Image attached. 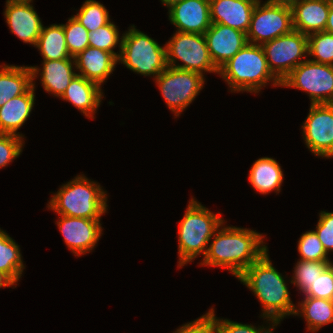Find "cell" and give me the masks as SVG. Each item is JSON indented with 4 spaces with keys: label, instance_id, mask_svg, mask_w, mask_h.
<instances>
[{
    "label": "cell",
    "instance_id": "6da1fadb",
    "mask_svg": "<svg viewBox=\"0 0 333 333\" xmlns=\"http://www.w3.org/2000/svg\"><path fill=\"white\" fill-rule=\"evenodd\" d=\"M223 225L212 236L213 242L209 243L200 265L225 268L238 278L268 248L264 236L256 230Z\"/></svg>",
    "mask_w": 333,
    "mask_h": 333
},
{
    "label": "cell",
    "instance_id": "7a4b0ae2",
    "mask_svg": "<svg viewBox=\"0 0 333 333\" xmlns=\"http://www.w3.org/2000/svg\"><path fill=\"white\" fill-rule=\"evenodd\" d=\"M266 251L237 279L247 286L262 305L263 319L278 324L289 315H294L296 306L290 298L285 278L272 265Z\"/></svg>",
    "mask_w": 333,
    "mask_h": 333
},
{
    "label": "cell",
    "instance_id": "3957f363",
    "mask_svg": "<svg viewBox=\"0 0 333 333\" xmlns=\"http://www.w3.org/2000/svg\"><path fill=\"white\" fill-rule=\"evenodd\" d=\"M219 75L231 92L256 94L269 81L273 86H281V81L269 69L262 46L257 44L247 43L219 69Z\"/></svg>",
    "mask_w": 333,
    "mask_h": 333
},
{
    "label": "cell",
    "instance_id": "277c9868",
    "mask_svg": "<svg viewBox=\"0 0 333 333\" xmlns=\"http://www.w3.org/2000/svg\"><path fill=\"white\" fill-rule=\"evenodd\" d=\"M107 191L84 174L63 184L48 202L59 215L100 220L107 212Z\"/></svg>",
    "mask_w": 333,
    "mask_h": 333
},
{
    "label": "cell",
    "instance_id": "5b68a950",
    "mask_svg": "<svg viewBox=\"0 0 333 333\" xmlns=\"http://www.w3.org/2000/svg\"><path fill=\"white\" fill-rule=\"evenodd\" d=\"M221 213L214 214L195 198H191L178 227V267L206 255L208 244L215 231L225 222Z\"/></svg>",
    "mask_w": 333,
    "mask_h": 333
},
{
    "label": "cell",
    "instance_id": "8992f818",
    "mask_svg": "<svg viewBox=\"0 0 333 333\" xmlns=\"http://www.w3.org/2000/svg\"><path fill=\"white\" fill-rule=\"evenodd\" d=\"M122 36L118 62L140 75H153L154 79L166 69L165 45L160 46L157 41L136 29L134 25L130 26Z\"/></svg>",
    "mask_w": 333,
    "mask_h": 333
},
{
    "label": "cell",
    "instance_id": "52a82bcc",
    "mask_svg": "<svg viewBox=\"0 0 333 333\" xmlns=\"http://www.w3.org/2000/svg\"><path fill=\"white\" fill-rule=\"evenodd\" d=\"M165 46L167 66L202 75L205 72L219 74V70L210 58L204 35L176 31ZM176 60L182 61L183 64H176Z\"/></svg>",
    "mask_w": 333,
    "mask_h": 333
},
{
    "label": "cell",
    "instance_id": "ba28073f",
    "mask_svg": "<svg viewBox=\"0 0 333 333\" xmlns=\"http://www.w3.org/2000/svg\"><path fill=\"white\" fill-rule=\"evenodd\" d=\"M154 81L169 109L179 117L203 89L205 78L197 72L167 66Z\"/></svg>",
    "mask_w": 333,
    "mask_h": 333
},
{
    "label": "cell",
    "instance_id": "9c48e42d",
    "mask_svg": "<svg viewBox=\"0 0 333 333\" xmlns=\"http://www.w3.org/2000/svg\"><path fill=\"white\" fill-rule=\"evenodd\" d=\"M281 86L305 91L311 104L333 103V65L306 59L281 81Z\"/></svg>",
    "mask_w": 333,
    "mask_h": 333
},
{
    "label": "cell",
    "instance_id": "30bf717a",
    "mask_svg": "<svg viewBox=\"0 0 333 333\" xmlns=\"http://www.w3.org/2000/svg\"><path fill=\"white\" fill-rule=\"evenodd\" d=\"M261 46L269 69L280 81L308 56V36L294 29Z\"/></svg>",
    "mask_w": 333,
    "mask_h": 333
},
{
    "label": "cell",
    "instance_id": "8fae6325",
    "mask_svg": "<svg viewBox=\"0 0 333 333\" xmlns=\"http://www.w3.org/2000/svg\"><path fill=\"white\" fill-rule=\"evenodd\" d=\"M293 30L292 9L287 6L257 2L247 32V41L262 45Z\"/></svg>",
    "mask_w": 333,
    "mask_h": 333
},
{
    "label": "cell",
    "instance_id": "7c38bea8",
    "mask_svg": "<svg viewBox=\"0 0 333 333\" xmlns=\"http://www.w3.org/2000/svg\"><path fill=\"white\" fill-rule=\"evenodd\" d=\"M301 128L305 145L315 156L333 158V103L311 104Z\"/></svg>",
    "mask_w": 333,
    "mask_h": 333
},
{
    "label": "cell",
    "instance_id": "4fadbf2b",
    "mask_svg": "<svg viewBox=\"0 0 333 333\" xmlns=\"http://www.w3.org/2000/svg\"><path fill=\"white\" fill-rule=\"evenodd\" d=\"M56 222L67 247L75 254L89 253L102 235L100 220L59 215Z\"/></svg>",
    "mask_w": 333,
    "mask_h": 333
},
{
    "label": "cell",
    "instance_id": "5bb4252c",
    "mask_svg": "<svg viewBox=\"0 0 333 333\" xmlns=\"http://www.w3.org/2000/svg\"><path fill=\"white\" fill-rule=\"evenodd\" d=\"M33 0H6L4 16L10 31L24 43L36 46L43 24L30 4Z\"/></svg>",
    "mask_w": 333,
    "mask_h": 333
},
{
    "label": "cell",
    "instance_id": "9a60e30c",
    "mask_svg": "<svg viewBox=\"0 0 333 333\" xmlns=\"http://www.w3.org/2000/svg\"><path fill=\"white\" fill-rule=\"evenodd\" d=\"M204 36L218 70L248 43L246 33L219 23H212Z\"/></svg>",
    "mask_w": 333,
    "mask_h": 333
},
{
    "label": "cell",
    "instance_id": "2e32d148",
    "mask_svg": "<svg viewBox=\"0 0 333 333\" xmlns=\"http://www.w3.org/2000/svg\"><path fill=\"white\" fill-rule=\"evenodd\" d=\"M178 32L202 34L211 26L209 0H182L168 9Z\"/></svg>",
    "mask_w": 333,
    "mask_h": 333
},
{
    "label": "cell",
    "instance_id": "e0dca14e",
    "mask_svg": "<svg viewBox=\"0 0 333 333\" xmlns=\"http://www.w3.org/2000/svg\"><path fill=\"white\" fill-rule=\"evenodd\" d=\"M260 0H209L211 23L248 32L252 12Z\"/></svg>",
    "mask_w": 333,
    "mask_h": 333
},
{
    "label": "cell",
    "instance_id": "ac0fdd59",
    "mask_svg": "<svg viewBox=\"0 0 333 333\" xmlns=\"http://www.w3.org/2000/svg\"><path fill=\"white\" fill-rule=\"evenodd\" d=\"M42 65L43 68H41V72V69L37 66H30L32 82H34V79H36L39 74L44 90L61 98L66 88L70 85L71 80L77 75L73 70L74 68L76 69L74 58L43 60Z\"/></svg>",
    "mask_w": 333,
    "mask_h": 333
},
{
    "label": "cell",
    "instance_id": "d6986e66",
    "mask_svg": "<svg viewBox=\"0 0 333 333\" xmlns=\"http://www.w3.org/2000/svg\"><path fill=\"white\" fill-rule=\"evenodd\" d=\"M78 75L101 85L114 71L118 59L110 52L88 46L74 57Z\"/></svg>",
    "mask_w": 333,
    "mask_h": 333
},
{
    "label": "cell",
    "instance_id": "ffe728a7",
    "mask_svg": "<svg viewBox=\"0 0 333 333\" xmlns=\"http://www.w3.org/2000/svg\"><path fill=\"white\" fill-rule=\"evenodd\" d=\"M291 9L294 30L307 36L325 31L330 0H300Z\"/></svg>",
    "mask_w": 333,
    "mask_h": 333
},
{
    "label": "cell",
    "instance_id": "44dd1931",
    "mask_svg": "<svg viewBox=\"0 0 333 333\" xmlns=\"http://www.w3.org/2000/svg\"><path fill=\"white\" fill-rule=\"evenodd\" d=\"M35 102V84L24 93L10 99L0 107V133L13 134L23 137L17 133L29 118Z\"/></svg>",
    "mask_w": 333,
    "mask_h": 333
},
{
    "label": "cell",
    "instance_id": "7402d4cb",
    "mask_svg": "<svg viewBox=\"0 0 333 333\" xmlns=\"http://www.w3.org/2000/svg\"><path fill=\"white\" fill-rule=\"evenodd\" d=\"M101 88L98 84L77 74L61 99L71 102L86 117L94 119L93 115L104 97Z\"/></svg>",
    "mask_w": 333,
    "mask_h": 333
},
{
    "label": "cell",
    "instance_id": "603a6c76",
    "mask_svg": "<svg viewBox=\"0 0 333 333\" xmlns=\"http://www.w3.org/2000/svg\"><path fill=\"white\" fill-rule=\"evenodd\" d=\"M283 171L272 157H262L256 160L249 171V182L260 194H269L281 190L283 182Z\"/></svg>",
    "mask_w": 333,
    "mask_h": 333
},
{
    "label": "cell",
    "instance_id": "cb8c5ba5",
    "mask_svg": "<svg viewBox=\"0 0 333 333\" xmlns=\"http://www.w3.org/2000/svg\"><path fill=\"white\" fill-rule=\"evenodd\" d=\"M30 66H0V107L32 86Z\"/></svg>",
    "mask_w": 333,
    "mask_h": 333
},
{
    "label": "cell",
    "instance_id": "d4e9b609",
    "mask_svg": "<svg viewBox=\"0 0 333 333\" xmlns=\"http://www.w3.org/2000/svg\"><path fill=\"white\" fill-rule=\"evenodd\" d=\"M296 306L294 316H302L310 332L320 330L324 325L333 322V301L315 297H304ZM297 307H300L297 308Z\"/></svg>",
    "mask_w": 333,
    "mask_h": 333
},
{
    "label": "cell",
    "instance_id": "484cf974",
    "mask_svg": "<svg viewBox=\"0 0 333 333\" xmlns=\"http://www.w3.org/2000/svg\"><path fill=\"white\" fill-rule=\"evenodd\" d=\"M35 47L39 49L43 60L71 58L62 24L43 26Z\"/></svg>",
    "mask_w": 333,
    "mask_h": 333
},
{
    "label": "cell",
    "instance_id": "4316f807",
    "mask_svg": "<svg viewBox=\"0 0 333 333\" xmlns=\"http://www.w3.org/2000/svg\"><path fill=\"white\" fill-rule=\"evenodd\" d=\"M21 255L19 245L6 231L0 229V272L4 273L15 287L25 268Z\"/></svg>",
    "mask_w": 333,
    "mask_h": 333
},
{
    "label": "cell",
    "instance_id": "83f0119b",
    "mask_svg": "<svg viewBox=\"0 0 333 333\" xmlns=\"http://www.w3.org/2000/svg\"><path fill=\"white\" fill-rule=\"evenodd\" d=\"M329 266L330 262L298 259L290 283L294 284L304 294Z\"/></svg>",
    "mask_w": 333,
    "mask_h": 333
},
{
    "label": "cell",
    "instance_id": "f1b7e54d",
    "mask_svg": "<svg viewBox=\"0 0 333 333\" xmlns=\"http://www.w3.org/2000/svg\"><path fill=\"white\" fill-rule=\"evenodd\" d=\"M88 32L95 31L97 28L110 22L109 12L103 4L95 0H86L79 12L73 15Z\"/></svg>",
    "mask_w": 333,
    "mask_h": 333
},
{
    "label": "cell",
    "instance_id": "f546056e",
    "mask_svg": "<svg viewBox=\"0 0 333 333\" xmlns=\"http://www.w3.org/2000/svg\"><path fill=\"white\" fill-rule=\"evenodd\" d=\"M121 37V38H120ZM122 37L119 35V30L113 22L97 28L95 31L89 32V46L98 48L112 53L117 59L121 52ZM119 43V53L113 49Z\"/></svg>",
    "mask_w": 333,
    "mask_h": 333
},
{
    "label": "cell",
    "instance_id": "4dcf8cb0",
    "mask_svg": "<svg viewBox=\"0 0 333 333\" xmlns=\"http://www.w3.org/2000/svg\"><path fill=\"white\" fill-rule=\"evenodd\" d=\"M308 57L311 61L333 65V34L326 31L308 35Z\"/></svg>",
    "mask_w": 333,
    "mask_h": 333
},
{
    "label": "cell",
    "instance_id": "1f68e13d",
    "mask_svg": "<svg viewBox=\"0 0 333 333\" xmlns=\"http://www.w3.org/2000/svg\"><path fill=\"white\" fill-rule=\"evenodd\" d=\"M62 25L67 49L74 58L89 46V32L74 16Z\"/></svg>",
    "mask_w": 333,
    "mask_h": 333
},
{
    "label": "cell",
    "instance_id": "d6a6232c",
    "mask_svg": "<svg viewBox=\"0 0 333 333\" xmlns=\"http://www.w3.org/2000/svg\"><path fill=\"white\" fill-rule=\"evenodd\" d=\"M297 248L301 260L331 262L314 230L306 231L300 236Z\"/></svg>",
    "mask_w": 333,
    "mask_h": 333
},
{
    "label": "cell",
    "instance_id": "836d02e7",
    "mask_svg": "<svg viewBox=\"0 0 333 333\" xmlns=\"http://www.w3.org/2000/svg\"><path fill=\"white\" fill-rule=\"evenodd\" d=\"M24 138L0 133V168L6 167L22 153Z\"/></svg>",
    "mask_w": 333,
    "mask_h": 333
},
{
    "label": "cell",
    "instance_id": "e575fe53",
    "mask_svg": "<svg viewBox=\"0 0 333 333\" xmlns=\"http://www.w3.org/2000/svg\"><path fill=\"white\" fill-rule=\"evenodd\" d=\"M213 308L200 318L185 323L173 333H218L217 317Z\"/></svg>",
    "mask_w": 333,
    "mask_h": 333
},
{
    "label": "cell",
    "instance_id": "d590c367",
    "mask_svg": "<svg viewBox=\"0 0 333 333\" xmlns=\"http://www.w3.org/2000/svg\"><path fill=\"white\" fill-rule=\"evenodd\" d=\"M303 295L333 301V268L329 266Z\"/></svg>",
    "mask_w": 333,
    "mask_h": 333
},
{
    "label": "cell",
    "instance_id": "8d00e7d4",
    "mask_svg": "<svg viewBox=\"0 0 333 333\" xmlns=\"http://www.w3.org/2000/svg\"><path fill=\"white\" fill-rule=\"evenodd\" d=\"M271 324L269 322V326L267 327L262 325V327L258 326L256 328V326L251 324H242L228 319L217 318L218 333H273L274 327H276L278 323L272 322Z\"/></svg>",
    "mask_w": 333,
    "mask_h": 333
},
{
    "label": "cell",
    "instance_id": "74e56055",
    "mask_svg": "<svg viewBox=\"0 0 333 333\" xmlns=\"http://www.w3.org/2000/svg\"><path fill=\"white\" fill-rule=\"evenodd\" d=\"M325 251L333 252V212L321 211L319 220L314 230Z\"/></svg>",
    "mask_w": 333,
    "mask_h": 333
},
{
    "label": "cell",
    "instance_id": "f35d334b",
    "mask_svg": "<svg viewBox=\"0 0 333 333\" xmlns=\"http://www.w3.org/2000/svg\"><path fill=\"white\" fill-rule=\"evenodd\" d=\"M300 0H267L264 3L292 8Z\"/></svg>",
    "mask_w": 333,
    "mask_h": 333
},
{
    "label": "cell",
    "instance_id": "ab89813d",
    "mask_svg": "<svg viewBox=\"0 0 333 333\" xmlns=\"http://www.w3.org/2000/svg\"><path fill=\"white\" fill-rule=\"evenodd\" d=\"M325 31L333 34V0H330V9L328 13L327 23L325 26Z\"/></svg>",
    "mask_w": 333,
    "mask_h": 333
},
{
    "label": "cell",
    "instance_id": "60d3db41",
    "mask_svg": "<svg viewBox=\"0 0 333 333\" xmlns=\"http://www.w3.org/2000/svg\"><path fill=\"white\" fill-rule=\"evenodd\" d=\"M14 283L2 272H0V288L11 287Z\"/></svg>",
    "mask_w": 333,
    "mask_h": 333
},
{
    "label": "cell",
    "instance_id": "b9f144b4",
    "mask_svg": "<svg viewBox=\"0 0 333 333\" xmlns=\"http://www.w3.org/2000/svg\"><path fill=\"white\" fill-rule=\"evenodd\" d=\"M182 0H161L163 5L167 6V8H171L174 4L179 3Z\"/></svg>",
    "mask_w": 333,
    "mask_h": 333
}]
</instances>
